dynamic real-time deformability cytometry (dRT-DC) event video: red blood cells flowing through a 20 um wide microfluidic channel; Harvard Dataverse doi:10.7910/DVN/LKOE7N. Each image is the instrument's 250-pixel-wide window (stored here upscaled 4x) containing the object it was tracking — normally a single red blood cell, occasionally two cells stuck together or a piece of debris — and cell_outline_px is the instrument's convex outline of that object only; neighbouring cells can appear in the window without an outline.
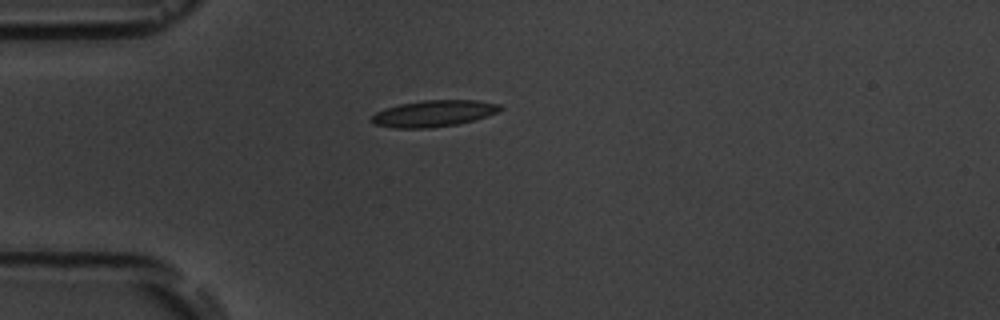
{"species": "common noctule bat (a hibernating species)", "species_latin": "Nyctalus noctula", "temperature_condition": "room temperature", "stored_images_in_passage": 1, "camera_frame_rate_fps": 3000, "um_per_image_px": 0.085, "animal": {"sex": "male", "body_mass_g": 19.5, "forearm_length_mm": 54.6}, "frame": {"image": 1, "passage_image": 1, "time_ms": 0.0, "image_size_px": [1000, 320], "cell_outline_px": [[504, 108], [488, 116], [456, 124], [432, 128], [392, 128], [376, 124], [368, 120], [376, 112], [384, 108], [400, 104], [424, 100], [476, 100], [500, 104]], "centroid_in_image_um": [36.84, 9.64], "position_along_channel_um": 48.2, "area_um2": 19.83}}